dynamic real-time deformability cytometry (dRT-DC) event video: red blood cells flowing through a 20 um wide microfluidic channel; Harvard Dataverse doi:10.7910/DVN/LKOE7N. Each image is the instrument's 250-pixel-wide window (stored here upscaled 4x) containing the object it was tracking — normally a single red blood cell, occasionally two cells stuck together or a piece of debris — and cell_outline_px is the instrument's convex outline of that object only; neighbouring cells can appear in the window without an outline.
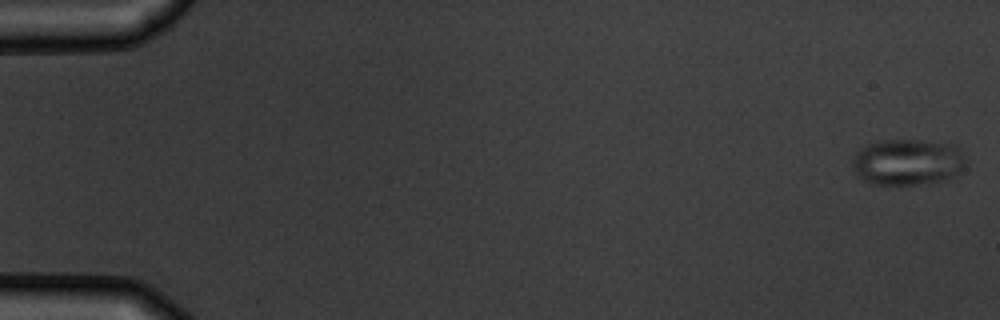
{"species": "common noctule bat (a hibernating species)", "species_latin": "Nyctalus noctula", "temperature_condition": "warm", "stored_images_in_passage": 7, "camera_frame_rate_fps": 3000, "um_per_image_px": 0.085, "animal": {"sex": "male", "body_mass_g": 19.5, "forearm_length_mm": 54.6}, "frame": {"image": 1, "passage_image": 1, "time_ms": 0.0, "image_size_px": [1000, 320], "cell_outline_px": [[968, 164], [964, 168], [948, 180], [920, 184], [876, 184], [860, 180], [856, 176], [852, 164], [852, 156], [860, 148], [868, 144], [880, 140], [920, 140], [956, 144], [960, 148], [968, 160]], "centroid_in_image_um": [77.18, 13.77], "position_along_channel_um": 7.8, "area_um2": 31.27}}